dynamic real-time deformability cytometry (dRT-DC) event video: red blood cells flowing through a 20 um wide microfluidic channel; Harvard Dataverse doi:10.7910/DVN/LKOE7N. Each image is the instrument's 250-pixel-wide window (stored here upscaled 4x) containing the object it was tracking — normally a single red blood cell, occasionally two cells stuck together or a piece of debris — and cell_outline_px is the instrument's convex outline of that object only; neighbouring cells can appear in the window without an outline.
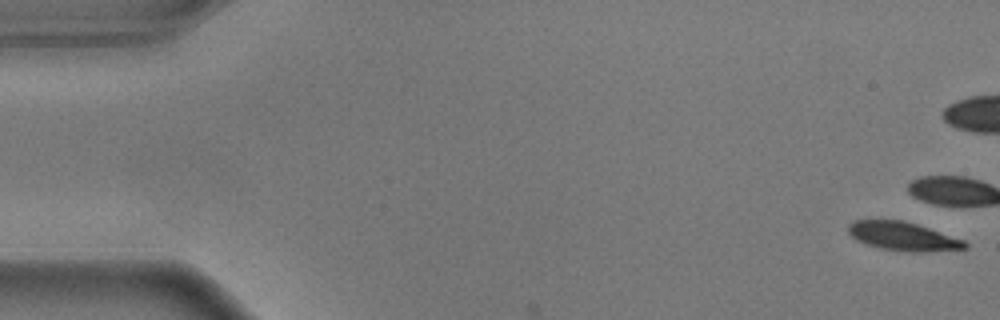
{"species": "common noctule bat (a hibernating species)", "species_latin": "Nyctalus noctula", "temperature_condition": "warm", "stored_images_in_passage": 5, "camera_frame_rate_fps": 3000, "um_per_image_px": 0.085, "animal": {"sex": "male", "body_mass_g": 17.9}, "frame": {"image": 1, "passage_image": 1, "time_ms": 0.0, "image_size_px": [1000, 320], "cell_outline_px": [[968, 248], [924, 252], [912, 252], [880, 248], [856, 240], [848, 232], [848, 224], [852, 220], [904, 220], [964, 240], [968, 244]], "centroid_in_image_um": [76.74, 20.08], "position_along_channel_um": 8.3, "area_um2": 19.31}}